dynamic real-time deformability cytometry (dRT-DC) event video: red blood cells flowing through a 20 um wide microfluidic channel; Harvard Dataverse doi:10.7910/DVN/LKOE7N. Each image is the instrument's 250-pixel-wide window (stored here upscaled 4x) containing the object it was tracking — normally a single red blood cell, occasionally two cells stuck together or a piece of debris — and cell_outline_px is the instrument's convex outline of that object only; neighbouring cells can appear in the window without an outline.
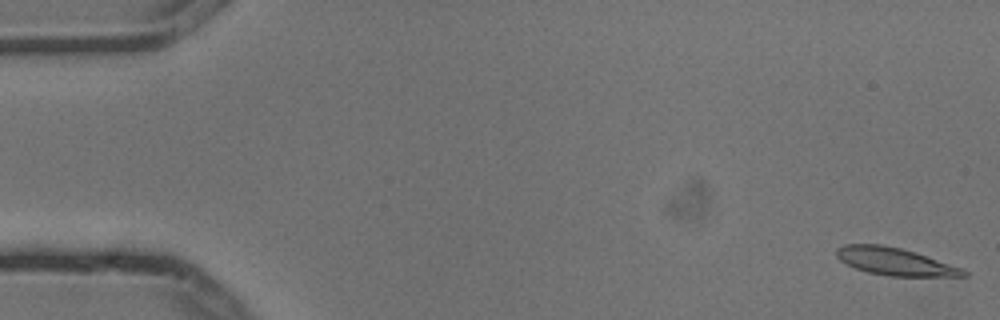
{"species": "common noctule bat (a hibernating species)", "species_latin": "Nyctalus noctula", "temperature_condition": "cold", "stored_images_in_passage": 6, "camera_frame_rate_fps": 3000, "um_per_image_px": 0.085, "animal": {"sex": "male", "body_mass_g": 13.3}, "frame": {"image": 1, "passage_image": 1, "time_ms": 0.0, "image_size_px": [1000, 320], "cell_outline_px": [[968, 276], [888, 276], [868, 272], [856, 268], [840, 260], [836, 256], [836, 248], [844, 244], [880, 244], [900, 248], [916, 252], [964, 268], [968, 272]], "centroid_in_image_um": [76.1, 22.22], "position_along_channel_um": 8.9, "area_um2": 20.4}}